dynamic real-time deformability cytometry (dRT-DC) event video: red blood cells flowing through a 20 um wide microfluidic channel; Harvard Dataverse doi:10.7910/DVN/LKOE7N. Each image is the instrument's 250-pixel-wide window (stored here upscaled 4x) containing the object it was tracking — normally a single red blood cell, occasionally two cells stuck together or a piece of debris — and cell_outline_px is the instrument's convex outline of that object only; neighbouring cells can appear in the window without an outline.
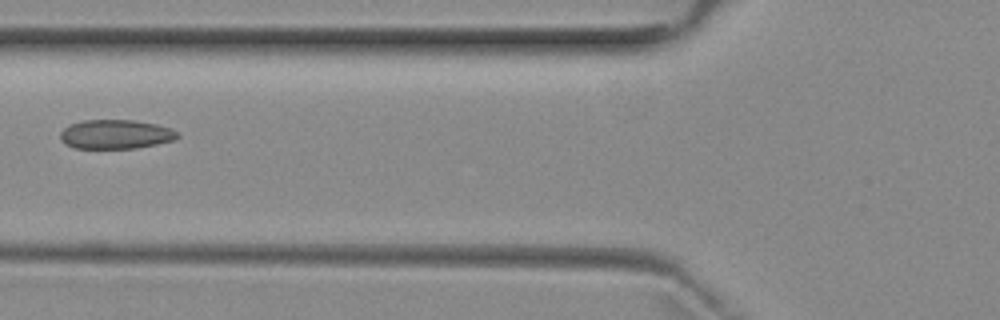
{"species": "common noctule bat (a hibernating species)", "species_latin": "Nyctalus noctula", "temperature_condition": "room temperature", "stored_images_in_passage": 5, "camera_frame_rate_fps": 3000, "um_per_image_px": 0.085, "animal": {"sex": "female", "body_mass_g": 29.2, "forearm_length_mm": 56.3}, "frame": {"image": 1, "passage_image": 5, "time_ms": 4.333, "image_size_px": [1000, 320], "cell_outline_px": [[180, 136], [176, 140], [136, 148], [76, 148], [64, 144], [60, 140], [60, 132], [68, 124], [84, 120], [136, 120], [156, 124], [172, 128], [180, 132]], "centroid_in_image_um": [9.85, 11.41], "position_along_channel_um": 115.9, "area_um2": 20.23}}